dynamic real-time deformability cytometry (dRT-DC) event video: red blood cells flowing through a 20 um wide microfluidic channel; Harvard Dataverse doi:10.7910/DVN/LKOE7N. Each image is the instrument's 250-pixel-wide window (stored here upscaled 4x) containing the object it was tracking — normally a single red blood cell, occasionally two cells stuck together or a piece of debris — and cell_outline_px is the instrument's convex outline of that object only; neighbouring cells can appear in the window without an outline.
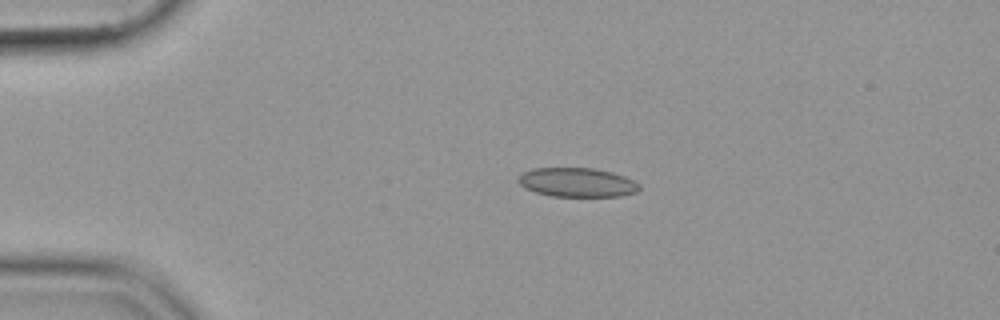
{"species": "common noctule bat (a hibernating species)", "species_latin": "Nyctalus noctula", "temperature_condition": "cold", "stored_images_in_passage": 44, "camera_frame_rate_fps": 3000, "um_per_image_px": 0.085, "animal": {"sex": "female", "body_mass_g": 19.9}, "frame": {"image": 1, "passage_image": 1, "time_ms": 0.0, "image_size_px": [1000, 320], "cell_outline_px": [[640, 188], [636, 192], [620, 196], [552, 196], [536, 192], [524, 188], [520, 184], [520, 176], [524, 172], [532, 168], [592, 168], [612, 172], [624, 176], [640, 184]], "centroid_in_image_um": [49.07, 15.5], "position_along_channel_um": 35.9, "area_um2": 20.35}}
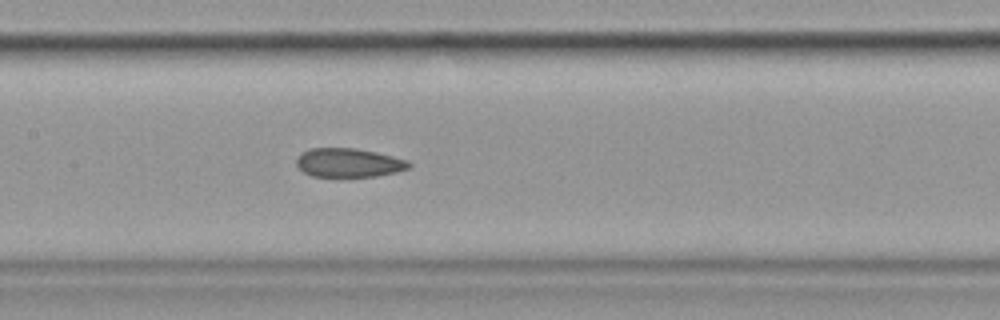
{"frame": {"image": 2, "passage_image": 16, "time_ms": 5.0, "image_size_px": [1000, 320], "cell_outline_px": [[412, 164], [408, 168], [396, 172], [376, 176], [312, 176], [304, 172], [296, 164], [296, 160], [304, 152], [312, 148], [356, 148], [376, 152], [408, 160]], "centroid_in_image_um": [29.67, 13.83], "position_along_channel_um": 177.7, "area_um2": 18.67}}
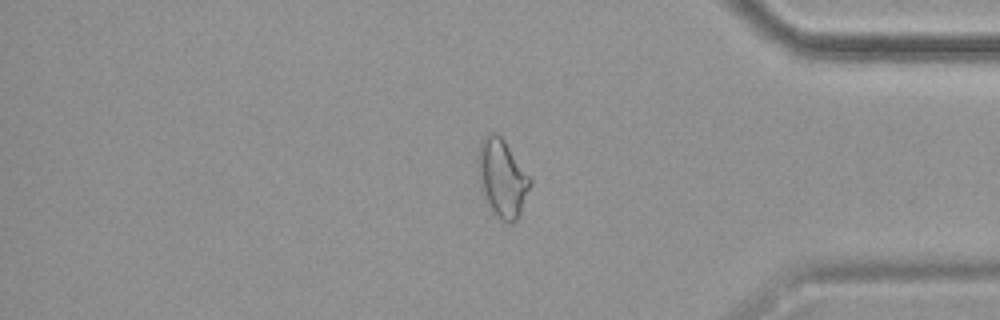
{"frame": {"image": 3, "passage_image": 35, "time_ms": 11.333, "image_size_px": [1000, 320], "cell_outline_px": [[532, 184], [520, 212], [516, 220], [512, 224], [508, 224], [500, 220], [496, 216], [480, 188], [476, 172], [480, 140], [488, 132], [496, 132], [504, 140], [532, 180]], "centroid_in_image_um": [42.66, 15.12], "position_along_channel_um": 392.5, "area_um2": 23.76}}